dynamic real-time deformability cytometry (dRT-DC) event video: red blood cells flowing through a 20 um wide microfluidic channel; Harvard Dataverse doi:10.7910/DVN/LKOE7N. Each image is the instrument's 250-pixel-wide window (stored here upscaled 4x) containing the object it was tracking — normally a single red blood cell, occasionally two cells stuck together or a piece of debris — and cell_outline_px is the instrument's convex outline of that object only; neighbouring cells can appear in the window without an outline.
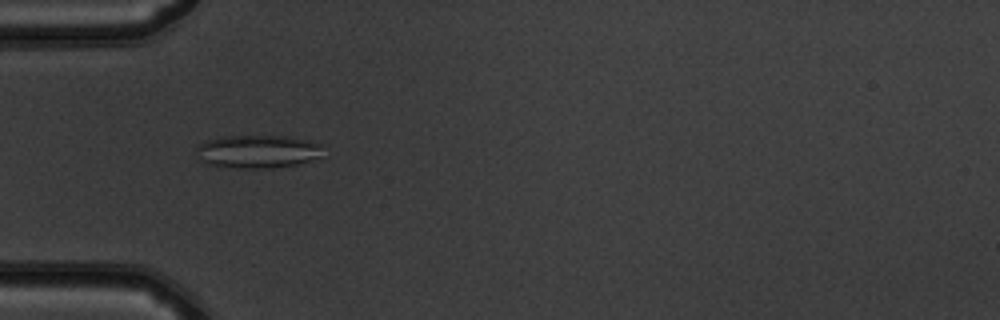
{"species": "common noctule bat (a hibernating species)", "species_latin": "Nyctalus noctula", "temperature_condition": "warm", "stored_images_in_passage": 51, "camera_frame_rate_fps": 3000, "um_per_image_px": 0.085, "animal": {"sex": "male", "body_mass_g": 19.5, "forearm_length_mm": 54.6}, "frame": {"image": 1, "passage_image": 16, "time_ms": 5.0, "image_size_px": [1000, 320], "cell_outline_px": [[320, 156], [296, 164], [272, 168], [240, 168], [204, 164], [196, 160], [196, 144], [208, 140], [224, 136], [288, 136], [308, 140], [320, 144]], "centroid_in_image_um": [21.78, 12.88], "position_along_channel_um": 63.2, "area_um2": 24.51}}
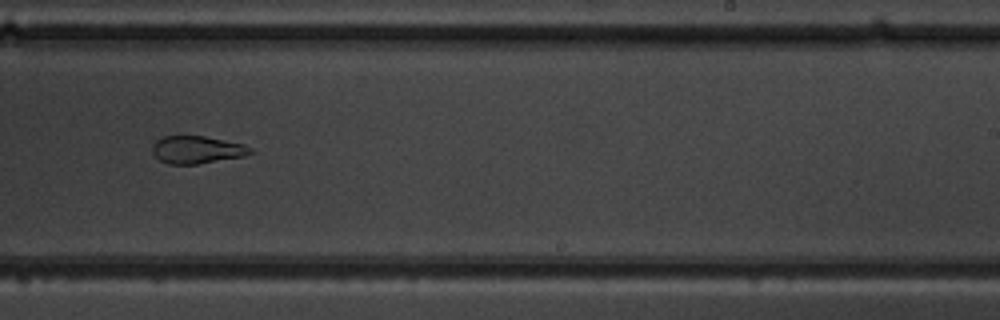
{"frame": {"image": 2, "passage_image": 32, "time_ms": 10.333, "image_size_px": [1000, 320], "cell_outline_px": [[256, 152], [244, 156], [196, 164], [168, 164], [160, 160], [152, 152], [152, 144], [156, 140], [164, 136], [204, 136], [244, 144], [252, 148]], "centroid_in_image_um": [16.75, 12.72], "position_along_channel_um": 272.2, "area_um2": 15.78}}
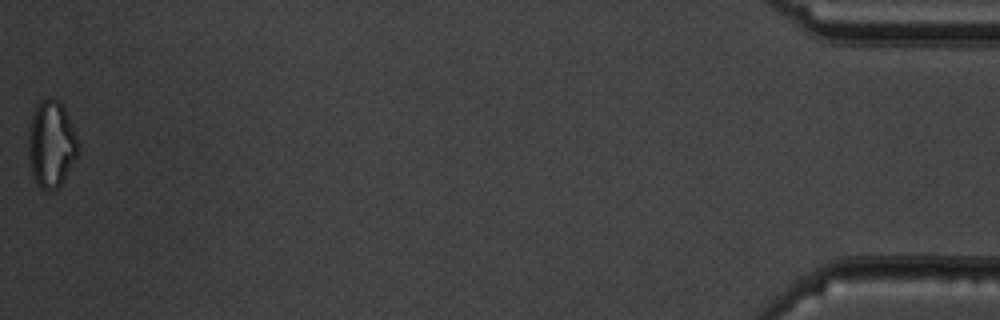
{"frame": {"image": 3, "passage_image": 51, "time_ms": 16.667, "image_size_px": [1000, 320], "cell_outline_px": [[80, 148], [76, 156], [60, 184], [52, 192], [48, 192], [40, 188], [32, 176], [28, 156], [28, 140], [32, 116], [36, 104], [40, 100], [48, 96], [52, 96], [64, 108], [76, 136]], "centroid_in_image_um": [4.33, 12.25], "position_along_channel_um": 430.9, "area_um2": 24.97}, "authors_computed_cell_mechanics": {"area_um2": 21.6172, "velocity_mm_per_s": 3.9715, "shape_relaxation_time_tau1_ms": null, "shape_relaxation_time_tau2_ms": 2.2807, "deformation_change_tau1": null, "deformation_change_tau2": 0.1096}}